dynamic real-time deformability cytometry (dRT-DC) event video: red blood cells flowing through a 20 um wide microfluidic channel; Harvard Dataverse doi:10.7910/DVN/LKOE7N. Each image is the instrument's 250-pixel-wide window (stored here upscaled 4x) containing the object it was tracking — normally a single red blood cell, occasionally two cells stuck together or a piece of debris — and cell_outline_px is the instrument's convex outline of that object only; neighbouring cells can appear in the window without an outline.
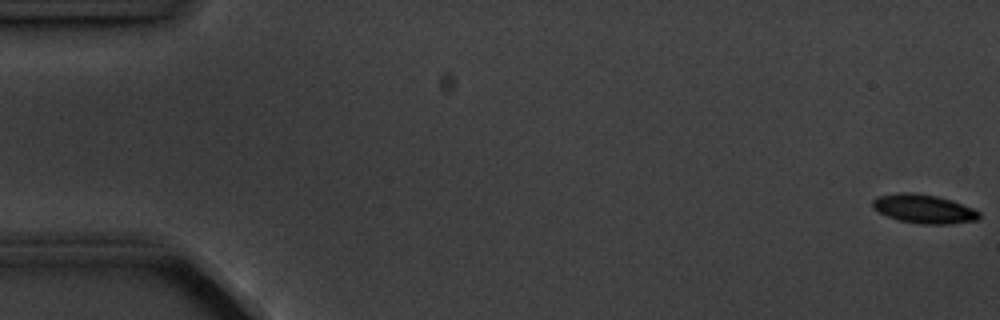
{"species": "common noctule bat (a hibernating species)", "species_latin": "Nyctalus noctula", "temperature_condition": "cold", "stored_images_in_passage": 5, "camera_frame_rate_fps": 3000, "um_per_image_px": 0.085, "animal": {"sex": "male", "body_mass_g": 20.1, "forearm_length_mm": 53.5}, "frame": {"image": 1, "passage_image": 1, "time_ms": 0.0, "image_size_px": [1000, 320], "cell_outline_px": [[980, 216], [976, 220], [948, 224], [920, 224], [900, 220], [888, 216], [872, 208], [872, 200], [880, 196], [900, 192], [912, 192], [936, 196], [952, 200], [972, 208], [980, 212]], "centroid_in_image_um": [78.52, 17.75], "position_along_channel_um": 6.5, "area_um2": 17.74}}
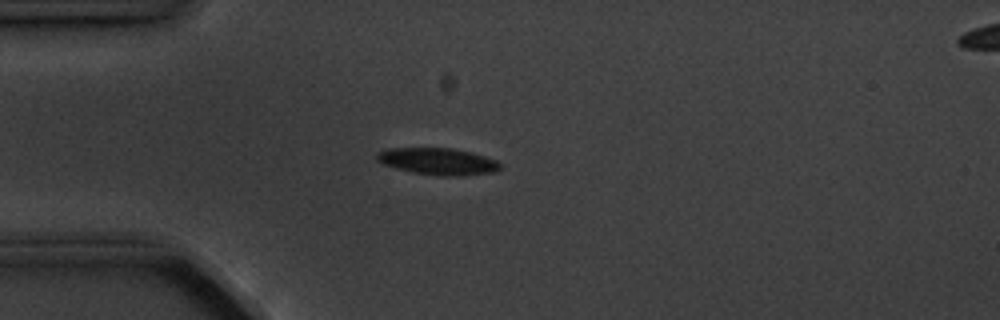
{"frame": {"image": 2, "passage_image": 5, "time_ms": 4.667, "image_size_px": [1000, 320], "cell_outline_px": [[500, 168], [496, 172], [456, 176], [440, 176], [416, 172], [396, 168], [384, 164], [376, 160], [376, 152], [384, 148], [452, 148], [472, 152], [496, 160], [500, 164]], "centroid_in_image_um": [37.21, 13.7], "position_along_channel_um": 47.8, "area_um2": 19.25}}